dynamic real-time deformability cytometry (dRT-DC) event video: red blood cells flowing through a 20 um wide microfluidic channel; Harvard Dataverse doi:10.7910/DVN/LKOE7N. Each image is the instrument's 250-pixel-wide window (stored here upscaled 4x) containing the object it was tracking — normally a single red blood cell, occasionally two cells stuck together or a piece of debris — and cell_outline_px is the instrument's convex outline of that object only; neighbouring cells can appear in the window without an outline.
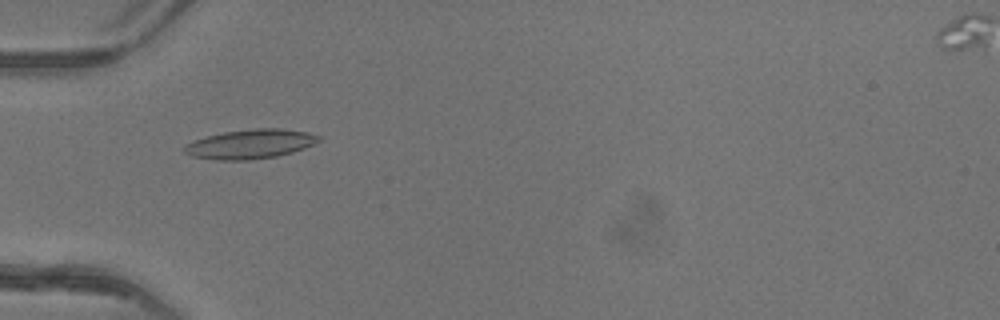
{"species": "common noctule bat (a hibernating species)", "species_latin": "Nyctalus noctula", "temperature_condition": "warm", "stored_images_in_passage": 51, "camera_frame_rate_fps": 3000, "um_per_image_px": 0.085, "animal": {"sex": "female"}, "frame": {"image": 1, "passage_image": 18, "time_ms": 5.667, "image_size_px": [1000, 320], "cell_outline_px": [[320, 140], [304, 148], [292, 152], [276, 156], [248, 160], [216, 160], [192, 156], [184, 152], [184, 144], [208, 136], [224, 132], [256, 128], [280, 128], [308, 132], [320, 136]], "centroid_in_image_um": [21.27, 12.24], "position_along_channel_um": 63.7, "area_um2": 22.77}}
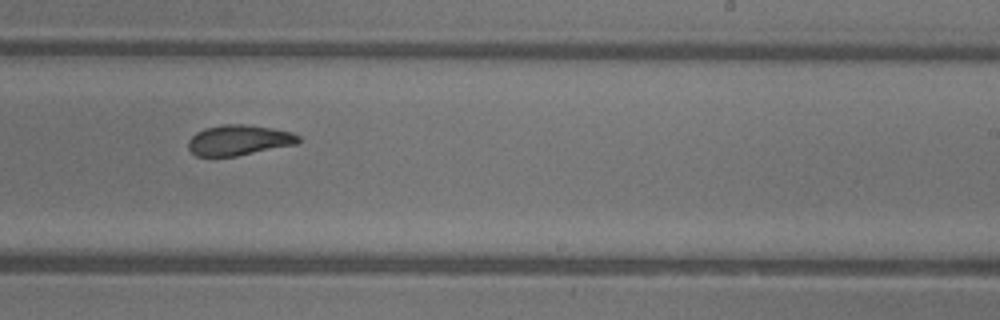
{"frame": {"image": 2, "passage_image": 33, "time_ms": 10.667, "image_size_px": [1000, 320], "cell_outline_px": [[300, 140], [296, 144], [236, 156], [196, 156], [188, 148], [188, 140], [196, 132], [204, 128], [220, 124], [248, 124], [272, 128], [292, 132], [300, 136]], "centroid_in_image_um": [20.29, 11.9], "position_along_channel_um": 268.7, "area_um2": 19.59}}
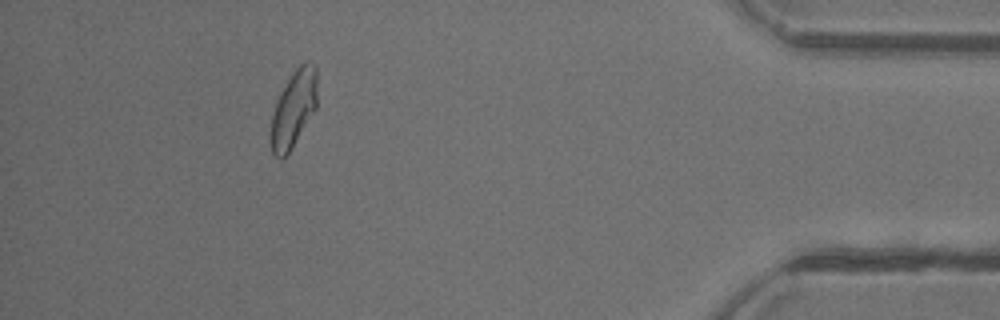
{"frame": {"image": 3, "passage_image": 47, "time_ms": 15.333, "image_size_px": [1000, 320], "cell_outline_px": [[316, 108], [288, 152], [284, 156], [276, 156], [272, 152], [272, 116], [280, 92], [292, 72], [304, 60], [308, 60], [316, 68]], "centroid_in_image_um": [24.98, 9.15], "position_along_channel_um": 410.2, "area_um2": 19.94}, "authors_computed_cell_mechanics": {"area_um2": 20.9814, "velocity_mm_per_s": 4.1488, "shape_relaxation_time_tau1_ms": 6.9748, "shape_relaxation_time_tau2_ms": 2.0866, "deformation_change_tau1": 0.1868, "deformation_change_tau2": 0.0851}}